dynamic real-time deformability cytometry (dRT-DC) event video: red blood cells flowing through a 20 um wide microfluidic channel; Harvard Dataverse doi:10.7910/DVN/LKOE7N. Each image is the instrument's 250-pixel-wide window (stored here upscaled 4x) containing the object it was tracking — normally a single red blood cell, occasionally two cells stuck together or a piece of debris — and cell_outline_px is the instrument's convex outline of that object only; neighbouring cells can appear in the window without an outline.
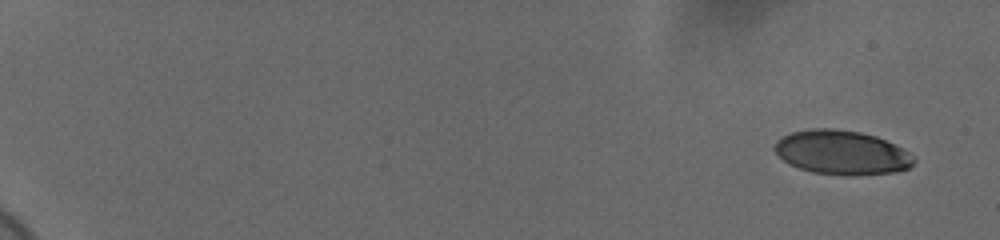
{"species": "human", "species_latin": "Homo sapiens", "temperature_condition": "cold", "stored_images_in_passage": 56, "camera_frame_rate_fps": 3000, "um_per_image_px": 0.085, "donor": {"sex": "female"}, "frame": {"image": 1, "passage_image": 1, "time_ms": 0.0, "image_size_px": [1000, 240], "cell_outline_px": [[916, 160], [908, 168], [896, 172], [852, 176], [844, 176], [812, 172], [788, 164], [772, 148], [776, 140], [792, 132], [812, 128], [832, 128], [860, 132], [876, 136], [904, 148], [916, 156]], "centroid_in_image_um": [71.58, 12.97], "position_along_channel_um": 13.4, "area_um2": 36.24}}
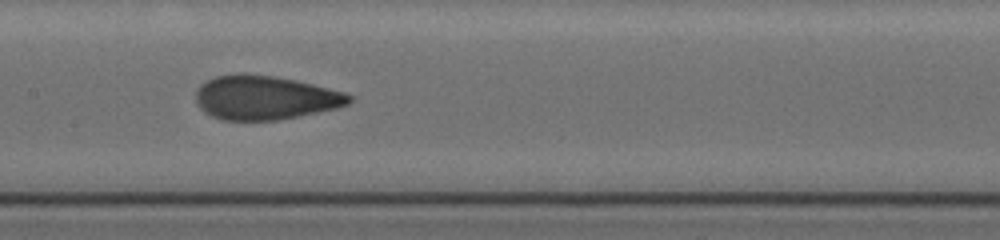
{"frame": {"image": 2, "passage_image": 31, "time_ms": 10.0, "image_size_px": [1000, 240], "cell_outline_px": [[352, 100], [348, 104], [336, 108], [276, 120], [224, 120], [212, 116], [204, 112], [196, 104], [196, 88], [200, 84], [216, 76], [240, 72], [244, 72], [276, 76], [296, 80], [344, 92], [352, 96]], "centroid_in_image_um": [22.47, 8.28], "position_along_channel_um": 184.9, "area_um2": 39.42}}
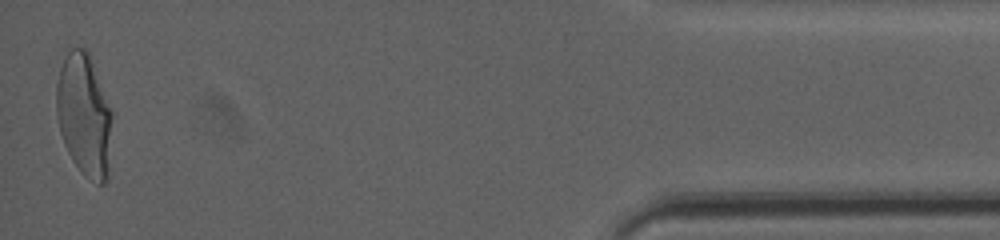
{"frame": {"image": 3, "passage_image": 56, "time_ms": 18.333, "image_size_px": [1000, 240], "cell_outline_px": [[112, 116], [108, 180], [104, 184], [100, 184], [84, 176], [80, 172], [72, 160], [64, 144], [60, 132], [56, 112], [56, 84], [60, 68], [68, 44], [84, 48], [88, 52], [112, 112]], "centroid_in_image_um": [7.14, 9.76], "position_along_channel_um": 428.1, "area_um2": 40.17}, "authors_computed_cell_mechanics": {"area_um2": 38.8994, "velocity_mm_per_s": 3.6821, "shape_relaxation_time_tau1_ms": 5.8217, "shape_relaxation_time_tau2_ms": 0.7468, "deformation_change_tau1": 0.1835, "deformation_change_tau2": 0.0532}}